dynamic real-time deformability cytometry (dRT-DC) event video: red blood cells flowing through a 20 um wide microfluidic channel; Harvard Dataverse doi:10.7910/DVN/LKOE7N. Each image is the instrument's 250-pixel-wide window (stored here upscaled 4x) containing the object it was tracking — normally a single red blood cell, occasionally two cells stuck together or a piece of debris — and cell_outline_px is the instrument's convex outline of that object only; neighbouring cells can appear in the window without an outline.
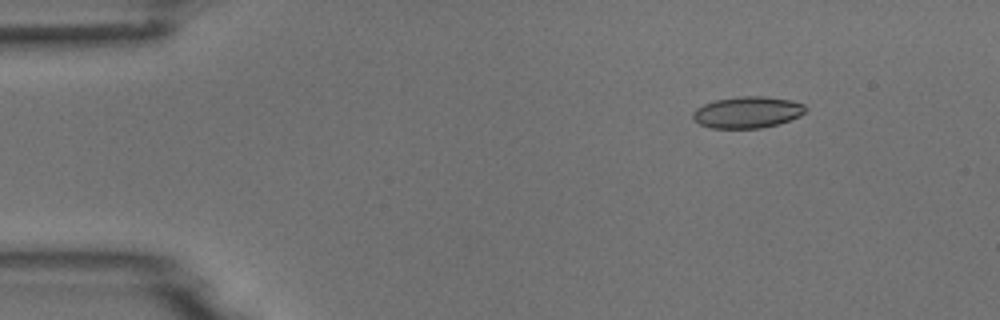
{"species": "common noctule bat (a hibernating species)", "species_latin": "Nyctalus noctula", "temperature_condition": "room temperature", "stored_images_in_passage": 5, "camera_frame_rate_fps": 3000, "um_per_image_px": 0.085, "animal": {"sex": "male", "body_mass_g": 18.8}, "frame": {"image": 1, "passage_image": 2, "time_ms": 1.333, "image_size_px": [1000, 320], "cell_outline_px": [[808, 108], [800, 116], [776, 124], [760, 128], [712, 128], [700, 124], [692, 116], [692, 112], [696, 108], [704, 104], [716, 100], [740, 96], [760, 96], [788, 100], [804, 104]], "centroid_in_image_um": [63.52, 9.54], "position_along_channel_um": 21.5, "area_um2": 20.4}}
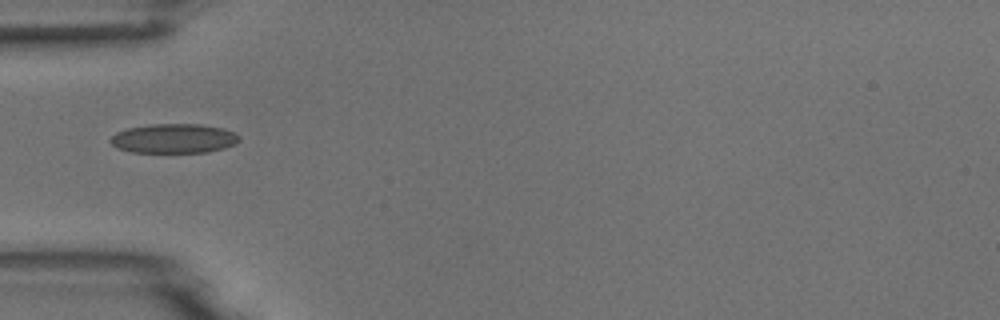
{"frame": {"image": 2, "passage_image": 5, "time_ms": 4.667, "image_size_px": [1000, 320], "cell_outline_px": [[240, 140], [236, 144], [224, 148], [208, 152], [132, 152], [116, 148], [108, 140], [116, 132], [128, 128], [148, 124], [200, 124], [224, 128], [236, 132], [240, 136]], "centroid_in_image_um": [14.8, 11.76], "position_along_channel_um": 70.2, "area_um2": 22.31}}